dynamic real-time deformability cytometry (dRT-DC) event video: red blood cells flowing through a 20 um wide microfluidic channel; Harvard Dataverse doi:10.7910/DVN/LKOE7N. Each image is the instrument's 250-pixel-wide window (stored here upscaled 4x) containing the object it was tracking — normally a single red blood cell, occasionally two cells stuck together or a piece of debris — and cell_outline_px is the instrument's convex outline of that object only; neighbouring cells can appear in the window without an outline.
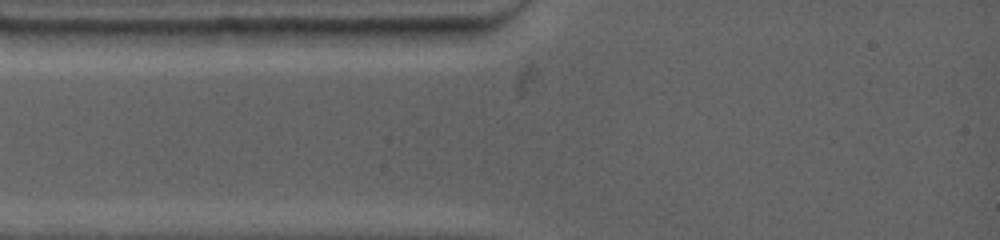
{"species": "common noctule bat (a hibernating species)", "species_latin": "Nyctalus noctula", "temperature_condition": "warm", "stored_images_in_passage": 1, "camera_frame_rate_fps": 4500, "um_per_image_px": 0.085, "animal": {"sex": "female", "body_mass_g": 19.0, "forearm_length_mm": 53.3}, "frame": {"image": 1, "passage_image": 1, "time_ms": 0.0, "image_size_px": [1000, 240], "cell_outline_px": [[472, 32], [460, 44], [428, 48], [312, 48], [312, 28], [468, 28]], "centroid_in_image_um": [32.94, 3.2], "position_along_channel_um": 52.1, "area_um2": 21.73}}